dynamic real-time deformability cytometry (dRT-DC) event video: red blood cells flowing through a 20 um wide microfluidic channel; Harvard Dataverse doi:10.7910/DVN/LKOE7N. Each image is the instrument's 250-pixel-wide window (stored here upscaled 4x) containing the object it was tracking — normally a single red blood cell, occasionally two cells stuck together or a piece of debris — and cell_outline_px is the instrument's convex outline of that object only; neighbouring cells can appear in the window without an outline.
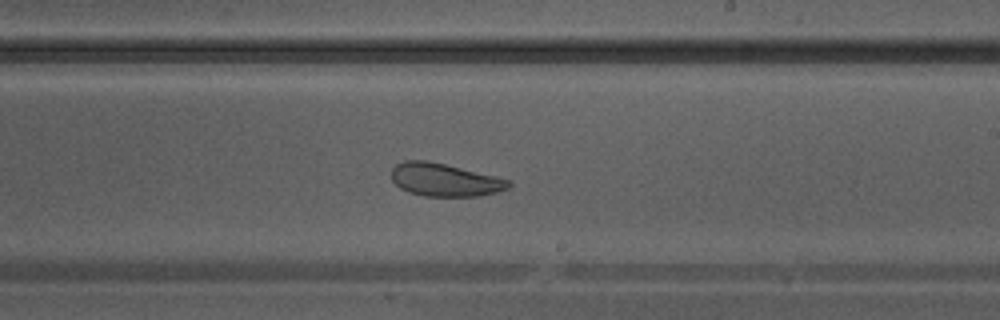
{"species": "Egyptian fruit bat (a non-hibernating species)", "species_latin": "Rousettus aegyptiacus", "temperature_condition": "warm", "stored_images_in_passage": 38, "camera_frame_rate_fps": 3000, "um_per_image_px": 0.085, "animal": {"sex": "male"}, "frame": {"image": 1, "passage_image": 22, "time_ms": 7.0, "image_size_px": [1000, 320], "cell_outline_px": [[512, 184], [508, 188], [496, 192], [480, 196], [424, 196], [408, 192], [400, 188], [392, 180], [392, 168], [396, 164], [404, 160], [428, 160], [512, 180]], "centroid_in_image_um": [37.8, 15.28], "position_along_channel_um": 251.2, "area_um2": 22.54}}